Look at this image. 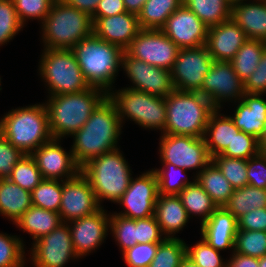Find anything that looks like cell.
I'll return each mask as SVG.
<instances>
[{
    "label": "cell",
    "instance_id": "obj_1",
    "mask_svg": "<svg viewBox=\"0 0 266 267\" xmlns=\"http://www.w3.org/2000/svg\"><path fill=\"white\" fill-rule=\"evenodd\" d=\"M122 128L117 108L107 96L82 128L71 136L75 162L82 167L89 160L119 148Z\"/></svg>",
    "mask_w": 266,
    "mask_h": 267
},
{
    "label": "cell",
    "instance_id": "obj_2",
    "mask_svg": "<svg viewBox=\"0 0 266 267\" xmlns=\"http://www.w3.org/2000/svg\"><path fill=\"white\" fill-rule=\"evenodd\" d=\"M107 96L105 90L91 86L82 92L47 97L44 103L52 138L63 140L79 131Z\"/></svg>",
    "mask_w": 266,
    "mask_h": 267
},
{
    "label": "cell",
    "instance_id": "obj_3",
    "mask_svg": "<svg viewBox=\"0 0 266 267\" xmlns=\"http://www.w3.org/2000/svg\"><path fill=\"white\" fill-rule=\"evenodd\" d=\"M81 71L92 87L109 93L121 68L124 50L108 43L94 34L82 39L72 48Z\"/></svg>",
    "mask_w": 266,
    "mask_h": 267
},
{
    "label": "cell",
    "instance_id": "obj_4",
    "mask_svg": "<svg viewBox=\"0 0 266 267\" xmlns=\"http://www.w3.org/2000/svg\"><path fill=\"white\" fill-rule=\"evenodd\" d=\"M0 133L24 154L52 139L45 103L13 108L0 119Z\"/></svg>",
    "mask_w": 266,
    "mask_h": 267
},
{
    "label": "cell",
    "instance_id": "obj_5",
    "mask_svg": "<svg viewBox=\"0 0 266 267\" xmlns=\"http://www.w3.org/2000/svg\"><path fill=\"white\" fill-rule=\"evenodd\" d=\"M41 40L47 49H72L93 34V21L88 13L55 0L41 23Z\"/></svg>",
    "mask_w": 266,
    "mask_h": 267
},
{
    "label": "cell",
    "instance_id": "obj_6",
    "mask_svg": "<svg viewBox=\"0 0 266 267\" xmlns=\"http://www.w3.org/2000/svg\"><path fill=\"white\" fill-rule=\"evenodd\" d=\"M120 147L89 160L81 167V173L89 180L101 207L105 200L114 204L128 189L132 169Z\"/></svg>",
    "mask_w": 266,
    "mask_h": 267
},
{
    "label": "cell",
    "instance_id": "obj_7",
    "mask_svg": "<svg viewBox=\"0 0 266 267\" xmlns=\"http://www.w3.org/2000/svg\"><path fill=\"white\" fill-rule=\"evenodd\" d=\"M166 125L163 134L204 137L212 103L199 92L174 90L165 97Z\"/></svg>",
    "mask_w": 266,
    "mask_h": 267
},
{
    "label": "cell",
    "instance_id": "obj_8",
    "mask_svg": "<svg viewBox=\"0 0 266 267\" xmlns=\"http://www.w3.org/2000/svg\"><path fill=\"white\" fill-rule=\"evenodd\" d=\"M43 49L38 75L47 86V96L78 93L91 87L72 49Z\"/></svg>",
    "mask_w": 266,
    "mask_h": 267
},
{
    "label": "cell",
    "instance_id": "obj_9",
    "mask_svg": "<svg viewBox=\"0 0 266 267\" xmlns=\"http://www.w3.org/2000/svg\"><path fill=\"white\" fill-rule=\"evenodd\" d=\"M108 97L114 102L122 126L129 119L144 129L160 130L166 125L165 98L129 88L111 90Z\"/></svg>",
    "mask_w": 266,
    "mask_h": 267
},
{
    "label": "cell",
    "instance_id": "obj_10",
    "mask_svg": "<svg viewBox=\"0 0 266 267\" xmlns=\"http://www.w3.org/2000/svg\"><path fill=\"white\" fill-rule=\"evenodd\" d=\"M161 163H170L185 170H196L198 175L212 158L204 137L161 134L159 142Z\"/></svg>",
    "mask_w": 266,
    "mask_h": 267
},
{
    "label": "cell",
    "instance_id": "obj_11",
    "mask_svg": "<svg viewBox=\"0 0 266 267\" xmlns=\"http://www.w3.org/2000/svg\"><path fill=\"white\" fill-rule=\"evenodd\" d=\"M179 50L162 30L141 29L124 51L151 66L171 71Z\"/></svg>",
    "mask_w": 266,
    "mask_h": 267
},
{
    "label": "cell",
    "instance_id": "obj_12",
    "mask_svg": "<svg viewBox=\"0 0 266 267\" xmlns=\"http://www.w3.org/2000/svg\"><path fill=\"white\" fill-rule=\"evenodd\" d=\"M213 62L205 45L180 49L171 69L175 90L200 92L204 77L211 69Z\"/></svg>",
    "mask_w": 266,
    "mask_h": 267
},
{
    "label": "cell",
    "instance_id": "obj_13",
    "mask_svg": "<svg viewBox=\"0 0 266 267\" xmlns=\"http://www.w3.org/2000/svg\"><path fill=\"white\" fill-rule=\"evenodd\" d=\"M199 93L212 103L214 109H222L225 102L242 100L245 94L244 82L238 77L231 62L214 61Z\"/></svg>",
    "mask_w": 266,
    "mask_h": 267
},
{
    "label": "cell",
    "instance_id": "obj_14",
    "mask_svg": "<svg viewBox=\"0 0 266 267\" xmlns=\"http://www.w3.org/2000/svg\"><path fill=\"white\" fill-rule=\"evenodd\" d=\"M29 259L34 267H64L77 260L68 223H62L48 235L32 243Z\"/></svg>",
    "mask_w": 266,
    "mask_h": 267
},
{
    "label": "cell",
    "instance_id": "obj_15",
    "mask_svg": "<svg viewBox=\"0 0 266 267\" xmlns=\"http://www.w3.org/2000/svg\"><path fill=\"white\" fill-rule=\"evenodd\" d=\"M159 196L158 182L155 172L151 169L130 179L128 189L117 201L123 207L119 213L130 219H141L153 216Z\"/></svg>",
    "mask_w": 266,
    "mask_h": 267
},
{
    "label": "cell",
    "instance_id": "obj_16",
    "mask_svg": "<svg viewBox=\"0 0 266 267\" xmlns=\"http://www.w3.org/2000/svg\"><path fill=\"white\" fill-rule=\"evenodd\" d=\"M121 68L133 85L126 88L164 98L175 90L171 71L130 57L125 51L121 59Z\"/></svg>",
    "mask_w": 266,
    "mask_h": 267
},
{
    "label": "cell",
    "instance_id": "obj_17",
    "mask_svg": "<svg viewBox=\"0 0 266 267\" xmlns=\"http://www.w3.org/2000/svg\"><path fill=\"white\" fill-rule=\"evenodd\" d=\"M101 208L89 180L81 172L72 179L62 181L59 215L63 223L90 216Z\"/></svg>",
    "mask_w": 266,
    "mask_h": 267
},
{
    "label": "cell",
    "instance_id": "obj_18",
    "mask_svg": "<svg viewBox=\"0 0 266 267\" xmlns=\"http://www.w3.org/2000/svg\"><path fill=\"white\" fill-rule=\"evenodd\" d=\"M60 143L61 139L52 138L31 154L43 179L65 181L81 172V167L75 162L71 148L67 152Z\"/></svg>",
    "mask_w": 266,
    "mask_h": 267
},
{
    "label": "cell",
    "instance_id": "obj_19",
    "mask_svg": "<svg viewBox=\"0 0 266 267\" xmlns=\"http://www.w3.org/2000/svg\"><path fill=\"white\" fill-rule=\"evenodd\" d=\"M107 213L102 207L95 214L68 223L73 247L79 259L95 252L104 243L110 232V213Z\"/></svg>",
    "mask_w": 266,
    "mask_h": 267
},
{
    "label": "cell",
    "instance_id": "obj_20",
    "mask_svg": "<svg viewBox=\"0 0 266 267\" xmlns=\"http://www.w3.org/2000/svg\"><path fill=\"white\" fill-rule=\"evenodd\" d=\"M161 30L180 49L206 44L208 27L184 4L168 17Z\"/></svg>",
    "mask_w": 266,
    "mask_h": 267
},
{
    "label": "cell",
    "instance_id": "obj_21",
    "mask_svg": "<svg viewBox=\"0 0 266 267\" xmlns=\"http://www.w3.org/2000/svg\"><path fill=\"white\" fill-rule=\"evenodd\" d=\"M93 34L125 50L141 30L138 15L124 12L108 17H91Z\"/></svg>",
    "mask_w": 266,
    "mask_h": 267
},
{
    "label": "cell",
    "instance_id": "obj_22",
    "mask_svg": "<svg viewBox=\"0 0 266 267\" xmlns=\"http://www.w3.org/2000/svg\"><path fill=\"white\" fill-rule=\"evenodd\" d=\"M247 39L245 32L229 19L208 28L205 46L214 61L230 62Z\"/></svg>",
    "mask_w": 266,
    "mask_h": 267
},
{
    "label": "cell",
    "instance_id": "obj_23",
    "mask_svg": "<svg viewBox=\"0 0 266 267\" xmlns=\"http://www.w3.org/2000/svg\"><path fill=\"white\" fill-rule=\"evenodd\" d=\"M238 222L232 213L224 207H218L200 226L201 237L214 249L234 252Z\"/></svg>",
    "mask_w": 266,
    "mask_h": 267
},
{
    "label": "cell",
    "instance_id": "obj_24",
    "mask_svg": "<svg viewBox=\"0 0 266 267\" xmlns=\"http://www.w3.org/2000/svg\"><path fill=\"white\" fill-rule=\"evenodd\" d=\"M263 96L265 95L245 93L242 100L233 103L237 105L235 113L229 115L240 131L257 139L263 134L266 124V99Z\"/></svg>",
    "mask_w": 266,
    "mask_h": 267
},
{
    "label": "cell",
    "instance_id": "obj_25",
    "mask_svg": "<svg viewBox=\"0 0 266 267\" xmlns=\"http://www.w3.org/2000/svg\"><path fill=\"white\" fill-rule=\"evenodd\" d=\"M247 1L231 6V19L248 39L266 42V0Z\"/></svg>",
    "mask_w": 266,
    "mask_h": 267
},
{
    "label": "cell",
    "instance_id": "obj_26",
    "mask_svg": "<svg viewBox=\"0 0 266 267\" xmlns=\"http://www.w3.org/2000/svg\"><path fill=\"white\" fill-rule=\"evenodd\" d=\"M154 216L163 235L172 239L178 238L176 233H180L190 219L178 195L159 194Z\"/></svg>",
    "mask_w": 266,
    "mask_h": 267
},
{
    "label": "cell",
    "instance_id": "obj_27",
    "mask_svg": "<svg viewBox=\"0 0 266 267\" xmlns=\"http://www.w3.org/2000/svg\"><path fill=\"white\" fill-rule=\"evenodd\" d=\"M215 109L209 117L204 140L210 157L221 154L227 146H231L235 134L240 130L234 125L230 116Z\"/></svg>",
    "mask_w": 266,
    "mask_h": 267
},
{
    "label": "cell",
    "instance_id": "obj_28",
    "mask_svg": "<svg viewBox=\"0 0 266 267\" xmlns=\"http://www.w3.org/2000/svg\"><path fill=\"white\" fill-rule=\"evenodd\" d=\"M32 206L31 192L9 179H0V214L15 224Z\"/></svg>",
    "mask_w": 266,
    "mask_h": 267
},
{
    "label": "cell",
    "instance_id": "obj_29",
    "mask_svg": "<svg viewBox=\"0 0 266 267\" xmlns=\"http://www.w3.org/2000/svg\"><path fill=\"white\" fill-rule=\"evenodd\" d=\"M62 223L59 213L32 205L14 225L30 234L34 243Z\"/></svg>",
    "mask_w": 266,
    "mask_h": 267
},
{
    "label": "cell",
    "instance_id": "obj_30",
    "mask_svg": "<svg viewBox=\"0 0 266 267\" xmlns=\"http://www.w3.org/2000/svg\"><path fill=\"white\" fill-rule=\"evenodd\" d=\"M195 180L210 195L217 207H224L234 191L229 181L212 161L195 176Z\"/></svg>",
    "mask_w": 266,
    "mask_h": 267
},
{
    "label": "cell",
    "instance_id": "obj_31",
    "mask_svg": "<svg viewBox=\"0 0 266 267\" xmlns=\"http://www.w3.org/2000/svg\"><path fill=\"white\" fill-rule=\"evenodd\" d=\"M188 216H198L202 225L218 208L210 195L195 180L192 184L185 186L178 194Z\"/></svg>",
    "mask_w": 266,
    "mask_h": 267
},
{
    "label": "cell",
    "instance_id": "obj_32",
    "mask_svg": "<svg viewBox=\"0 0 266 267\" xmlns=\"http://www.w3.org/2000/svg\"><path fill=\"white\" fill-rule=\"evenodd\" d=\"M224 208L238 220L246 213L259 208H266V189L246 185L234 189Z\"/></svg>",
    "mask_w": 266,
    "mask_h": 267
},
{
    "label": "cell",
    "instance_id": "obj_33",
    "mask_svg": "<svg viewBox=\"0 0 266 267\" xmlns=\"http://www.w3.org/2000/svg\"><path fill=\"white\" fill-rule=\"evenodd\" d=\"M182 4L183 0H146L138 14L140 29L161 30L168 17Z\"/></svg>",
    "mask_w": 266,
    "mask_h": 267
},
{
    "label": "cell",
    "instance_id": "obj_34",
    "mask_svg": "<svg viewBox=\"0 0 266 267\" xmlns=\"http://www.w3.org/2000/svg\"><path fill=\"white\" fill-rule=\"evenodd\" d=\"M209 28L231 19V5L226 0H183Z\"/></svg>",
    "mask_w": 266,
    "mask_h": 267
},
{
    "label": "cell",
    "instance_id": "obj_35",
    "mask_svg": "<svg viewBox=\"0 0 266 267\" xmlns=\"http://www.w3.org/2000/svg\"><path fill=\"white\" fill-rule=\"evenodd\" d=\"M265 49V41L247 39L230 61L238 77L243 82L257 68Z\"/></svg>",
    "mask_w": 266,
    "mask_h": 267
},
{
    "label": "cell",
    "instance_id": "obj_36",
    "mask_svg": "<svg viewBox=\"0 0 266 267\" xmlns=\"http://www.w3.org/2000/svg\"><path fill=\"white\" fill-rule=\"evenodd\" d=\"M161 164L163 165L161 168L152 169L157 177L160 195H178L185 186L195 181V177L193 181H189L188 177L185 179L181 177L183 174L186 175L187 170L170 163Z\"/></svg>",
    "mask_w": 266,
    "mask_h": 267
},
{
    "label": "cell",
    "instance_id": "obj_37",
    "mask_svg": "<svg viewBox=\"0 0 266 267\" xmlns=\"http://www.w3.org/2000/svg\"><path fill=\"white\" fill-rule=\"evenodd\" d=\"M32 205L59 213L62 198V181L43 179L31 191Z\"/></svg>",
    "mask_w": 266,
    "mask_h": 267
},
{
    "label": "cell",
    "instance_id": "obj_38",
    "mask_svg": "<svg viewBox=\"0 0 266 267\" xmlns=\"http://www.w3.org/2000/svg\"><path fill=\"white\" fill-rule=\"evenodd\" d=\"M186 257V243L181 238H166L158 244L149 267H179Z\"/></svg>",
    "mask_w": 266,
    "mask_h": 267
},
{
    "label": "cell",
    "instance_id": "obj_39",
    "mask_svg": "<svg viewBox=\"0 0 266 267\" xmlns=\"http://www.w3.org/2000/svg\"><path fill=\"white\" fill-rule=\"evenodd\" d=\"M25 244L17 235L0 233V267H24Z\"/></svg>",
    "mask_w": 266,
    "mask_h": 267
},
{
    "label": "cell",
    "instance_id": "obj_40",
    "mask_svg": "<svg viewBox=\"0 0 266 267\" xmlns=\"http://www.w3.org/2000/svg\"><path fill=\"white\" fill-rule=\"evenodd\" d=\"M123 253L137 244V219L110 213V234Z\"/></svg>",
    "mask_w": 266,
    "mask_h": 267
},
{
    "label": "cell",
    "instance_id": "obj_41",
    "mask_svg": "<svg viewBox=\"0 0 266 267\" xmlns=\"http://www.w3.org/2000/svg\"><path fill=\"white\" fill-rule=\"evenodd\" d=\"M8 179L30 192L43 180L37 163L31 154L22 156L14 166Z\"/></svg>",
    "mask_w": 266,
    "mask_h": 267
},
{
    "label": "cell",
    "instance_id": "obj_42",
    "mask_svg": "<svg viewBox=\"0 0 266 267\" xmlns=\"http://www.w3.org/2000/svg\"><path fill=\"white\" fill-rule=\"evenodd\" d=\"M234 252L245 256L263 257L266 255V232L237 230Z\"/></svg>",
    "mask_w": 266,
    "mask_h": 267
},
{
    "label": "cell",
    "instance_id": "obj_43",
    "mask_svg": "<svg viewBox=\"0 0 266 267\" xmlns=\"http://www.w3.org/2000/svg\"><path fill=\"white\" fill-rule=\"evenodd\" d=\"M212 162L219 168L234 189L248 185L247 160L216 155Z\"/></svg>",
    "mask_w": 266,
    "mask_h": 267
},
{
    "label": "cell",
    "instance_id": "obj_44",
    "mask_svg": "<svg viewBox=\"0 0 266 267\" xmlns=\"http://www.w3.org/2000/svg\"><path fill=\"white\" fill-rule=\"evenodd\" d=\"M186 256L199 267H227L220 251L210 246L204 238L193 246L186 244Z\"/></svg>",
    "mask_w": 266,
    "mask_h": 267
},
{
    "label": "cell",
    "instance_id": "obj_45",
    "mask_svg": "<svg viewBox=\"0 0 266 267\" xmlns=\"http://www.w3.org/2000/svg\"><path fill=\"white\" fill-rule=\"evenodd\" d=\"M23 28L14 1L0 0V47L10 42Z\"/></svg>",
    "mask_w": 266,
    "mask_h": 267
},
{
    "label": "cell",
    "instance_id": "obj_46",
    "mask_svg": "<svg viewBox=\"0 0 266 267\" xmlns=\"http://www.w3.org/2000/svg\"><path fill=\"white\" fill-rule=\"evenodd\" d=\"M20 22L25 26L28 20H38L40 24L47 17L55 0H13Z\"/></svg>",
    "mask_w": 266,
    "mask_h": 267
},
{
    "label": "cell",
    "instance_id": "obj_47",
    "mask_svg": "<svg viewBox=\"0 0 266 267\" xmlns=\"http://www.w3.org/2000/svg\"><path fill=\"white\" fill-rule=\"evenodd\" d=\"M259 153L258 139L252 135L239 131L234 136L231 146L220 154L225 157L248 160Z\"/></svg>",
    "mask_w": 266,
    "mask_h": 267
},
{
    "label": "cell",
    "instance_id": "obj_48",
    "mask_svg": "<svg viewBox=\"0 0 266 267\" xmlns=\"http://www.w3.org/2000/svg\"><path fill=\"white\" fill-rule=\"evenodd\" d=\"M159 243H137L122 253L128 267H149Z\"/></svg>",
    "mask_w": 266,
    "mask_h": 267
},
{
    "label": "cell",
    "instance_id": "obj_49",
    "mask_svg": "<svg viewBox=\"0 0 266 267\" xmlns=\"http://www.w3.org/2000/svg\"><path fill=\"white\" fill-rule=\"evenodd\" d=\"M24 153L0 133V179H8Z\"/></svg>",
    "mask_w": 266,
    "mask_h": 267
},
{
    "label": "cell",
    "instance_id": "obj_50",
    "mask_svg": "<svg viewBox=\"0 0 266 267\" xmlns=\"http://www.w3.org/2000/svg\"><path fill=\"white\" fill-rule=\"evenodd\" d=\"M165 239L154 215L137 219V243H162Z\"/></svg>",
    "mask_w": 266,
    "mask_h": 267
},
{
    "label": "cell",
    "instance_id": "obj_51",
    "mask_svg": "<svg viewBox=\"0 0 266 267\" xmlns=\"http://www.w3.org/2000/svg\"><path fill=\"white\" fill-rule=\"evenodd\" d=\"M248 185L266 189V154L258 153L247 160Z\"/></svg>",
    "mask_w": 266,
    "mask_h": 267
},
{
    "label": "cell",
    "instance_id": "obj_52",
    "mask_svg": "<svg viewBox=\"0 0 266 267\" xmlns=\"http://www.w3.org/2000/svg\"><path fill=\"white\" fill-rule=\"evenodd\" d=\"M244 91L247 94H266V49L263 52L257 68L244 82Z\"/></svg>",
    "mask_w": 266,
    "mask_h": 267
},
{
    "label": "cell",
    "instance_id": "obj_53",
    "mask_svg": "<svg viewBox=\"0 0 266 267\" xmlns=\"http://www.w3.org/2000/svg\"><path fill=\"white\" fill-rule=\"evenodd\" d=\"M238 230H260L266 232V208H259L246 213L238 220Z\"/></svg>",
    "mask_w": 266,
    "mask_h": 267
},
{
    "label": "cell",
    "instance_id": "obj_54",
    "mask_svg": "<svg viewBox=\"0 0 266 267\" xmlns=\"http://www.w3.org/2000/svg\"><path fill=\"white\" fill-rule=\"evenodd\" d=\"M126 12L123 0H100L91 17H108Z\"/></svg>",
    "mask_w": 266,
    "mask_h": 267
},
{
    "label": "cell",
    "instance_id": "obj_55",
    "mask_svg": "<svg viewBox=\"0 0 266 267\" xmlns=\"http://www.w3.org/2000/svg\"><path fill=\"white\" fill-rule=\"evenodd\" d=\"M226 261L227 267H259V258L235 252H232L231 257Z\"/></svg>",
    "mask_w": 266,
    "mask_h": 267
},
{
    "label": "cell",
    "instance_id": "obj_56",
    "mask_svg": "<svg viewBox=\"0 0 266 267\" xmlns=\"http://www.w3.org/2000/svg\"><path fill=\"white\" fill-rule=\"evenodd\" d=\"M67 5L71 7H75L79 11L88 13L90 16H92L99 4L100 0H62Z\"/></svg>",
    "mask_w": 266,
    "mask_h": 267
},
{
    "label": "cell",
    "instance_id": "obj_57",
    "mask_svg": "<svg viewBox=\"0 0 266 267\" xmlns=\"http://www.w3.org/2000/svg\"><path fill=\"white\" fill-rule=\"evenodd\" d=\"M127 12L138 15L146 0H123Z\"/></svg>",
    "mask_w": 266,
    "mask_h": 267
},
{
    "label": "cell",
    "instance_id": "obj_58",
    "mask_svg": "<svg viewBox=\"0 0 266 267\" xmlns=\"http://www.w3.org/2000/svg\"><path fill=\"white\" fill-rule=\"evenodd\" d=\"M259 152L266 154V124L263 130V134L258 139Z\"/></svg>",
    "mask_w": 266,
    "mask_h": 267
},
{
    "label": "cell",
    "instance_id": "obj_59",
    "mask_svg": "<svg viewBox=\"0 0 266 267\" xmlns=\"http://www.w3.org/2000/svg\"><path fill=\"white\" fill-rule=\"evenodd\" d=\"M179 267H199L196 264H194L187 256L185 259L181 262Z\"/></svg>",
    "mask_w": 266,
    "mask_h": 267
},
{
    "label": "cell",
    "instance_id": "obj_60",
    "mask_svg": "<svg viewBox=\"0 0 266 267\" xmlns=\"http://www.w3.org/2000/svg\"><path fill=\"white\" fill-rule=\"evenodd\" d=\"M259 267H266V255L259 258Z\"/></svg>",
    "mask_w": 266,
    "mask_h": 267
},
{
    "label": "cell",
    "instance_id": "obj_61",
    "mask_svg": "<svg viewBox=\"0 0 266 267\" xmlns=\"http://www.w3.org/2000/svg\"><path fill=\"white\" fill-rule=\"evenodd\" d=\"M231 6L238 4L240 2L246 1V0H226Z\"/></svg>",
    "mask_w": 266,
    "mask_h": 267
}]
</instances>
